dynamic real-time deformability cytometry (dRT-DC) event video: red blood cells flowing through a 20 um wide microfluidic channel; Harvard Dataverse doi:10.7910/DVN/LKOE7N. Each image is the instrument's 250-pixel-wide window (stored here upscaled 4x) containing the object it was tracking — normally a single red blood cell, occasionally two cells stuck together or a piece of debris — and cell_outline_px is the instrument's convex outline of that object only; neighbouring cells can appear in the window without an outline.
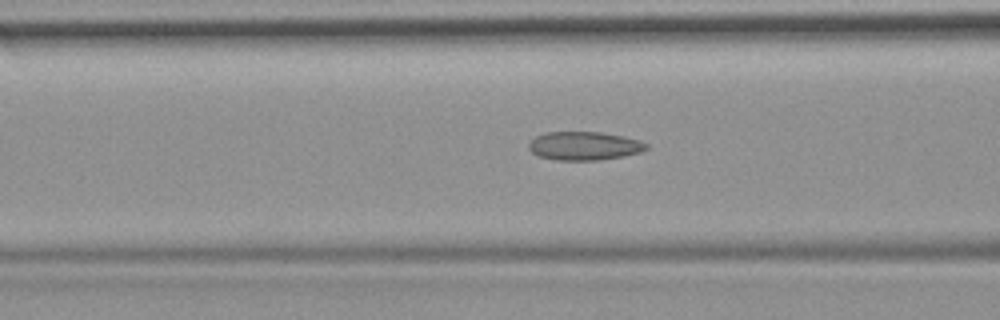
{"species": "common noctule bat (a hibernating species)", "species_latin": "Nyctalus noctula", "temperature_condition": "room temperature", "stored_images_in_passage": 47, "camera_frame_rate_fps": 3000, "um_per_image_px": 0.085, "animal": {"sex": "female", "body_mass_g": 19.9}, "frame": {"image": 1, "passage_image": 21, "time_ms": 6.667, "image_size_px": [1000, 320], "cell_outline_px": [[648, 148], [640, 152], [624, 156], [596, 160], [556, 160], [540, 156], [532, 152], [528, 148], [528, 144], [536, 136], [544, 132], [600, 132], [624, 136], [640, 140], [648, 144]], "centroid_in_image_um": [49.67, 12.39], "position_along_channel_um": 116.9, "area_um2": 19.54}}
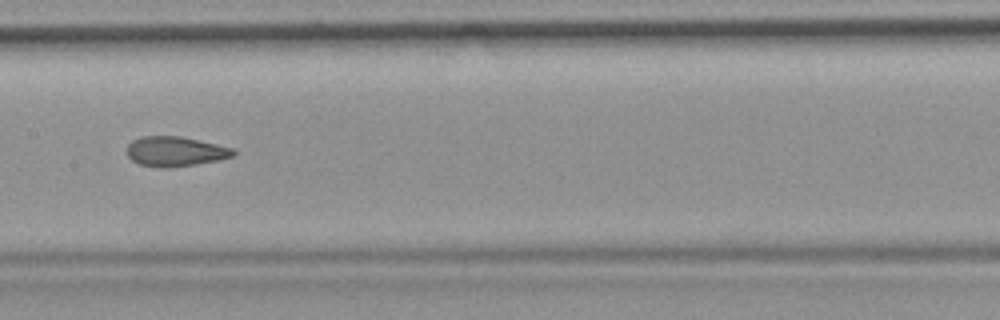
{"frame": {"image": 2, "passage_image": 27, "time_ms": 8.667, "image_size_px": [1000, 320], "cell_outline_px": [[236, 156], [220, 160], [196, 164], [164, 168], [140, 164], [132, 160], [124, 152], [128, 144], [132, 140], [144, 136], [180, 136], [236, 148]], "centroid_in_image_um": [14.93, 12.87], "position_along_channel_um": 192.5, "area_um2": 18.73}, "authors_computed_cell_mechanics": {"area_um2": 19.3052, "velocity_mm_per_s": 3.7811, "shape_relaxation_time_tau1_ms": null, "shape_relaxation_time_tau2_ms": 1.9716, "deformation_change_tau1": null, "deformation_change_tau2": 0.0877}}